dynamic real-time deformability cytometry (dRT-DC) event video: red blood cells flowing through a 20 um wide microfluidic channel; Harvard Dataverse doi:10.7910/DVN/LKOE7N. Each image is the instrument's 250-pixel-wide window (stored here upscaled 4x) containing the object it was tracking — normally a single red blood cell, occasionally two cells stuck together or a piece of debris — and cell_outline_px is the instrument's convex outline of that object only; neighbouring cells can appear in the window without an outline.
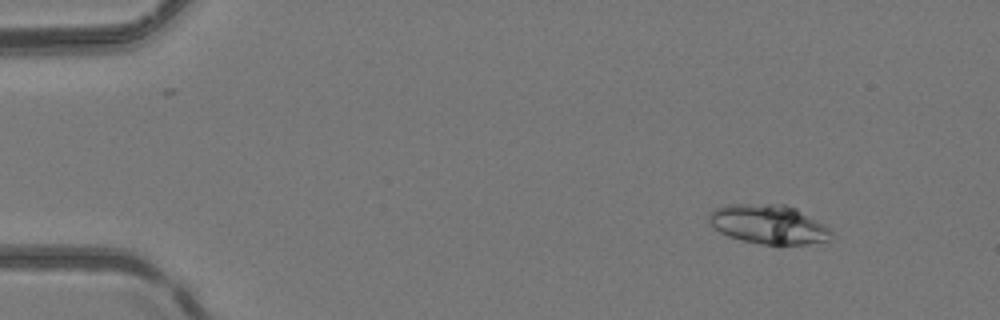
{"species": "common noctule bat (a hibernating species)", "species_latin": "Nyctalus noctula", "temperature_condition": "room temperature", "stored_images_in_passage": 34, "camera_frame_rate_fps": 3000, "um_per_image_px": 0.085, "animal": {"sex": "female", "body_mass_g": 24.6, "forearm_length_mm": 56.2}, "frame": {"image": 1, "passage_image": 1, "time_ms": 0.0, "image_size_px": [1000, 320], "cell_outline_px": [[832, 232], [828, 240], [804, 244], [760, 244], [740, 240], [728, 236], [720, 232], [708, 224], [708, 216], [716, 208], [728, 204], [784, 204], [796, 208], [824, 224]], "centroid_in_image_um": [65.29, 19.06], "position_along_channel_um": 19.7, "area_um2": 27.86}}
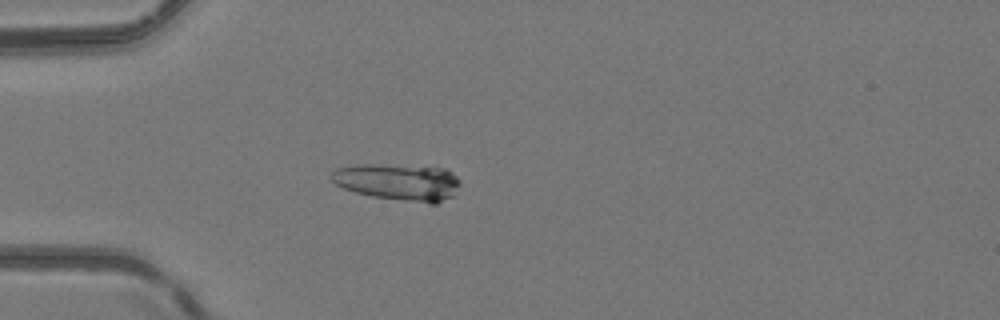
{"frame": {"image": 2, "passage_image": 10, "time_ms": 3.0, "image_size_px": [1000, 320], "cell_outline_px": [[460, 184], [452, 196], [436, 204], [432, 204], [372, 196], [356, 192], [344, 188], [336, 184], [328, 176], [336, 168], [360, 164], [376, 164], [448, 168], [460, 180]], "centroid_in_image_um": [33.87, 15.46], "position_along_channel_um": 51.1, "area_um2": 27.63}}